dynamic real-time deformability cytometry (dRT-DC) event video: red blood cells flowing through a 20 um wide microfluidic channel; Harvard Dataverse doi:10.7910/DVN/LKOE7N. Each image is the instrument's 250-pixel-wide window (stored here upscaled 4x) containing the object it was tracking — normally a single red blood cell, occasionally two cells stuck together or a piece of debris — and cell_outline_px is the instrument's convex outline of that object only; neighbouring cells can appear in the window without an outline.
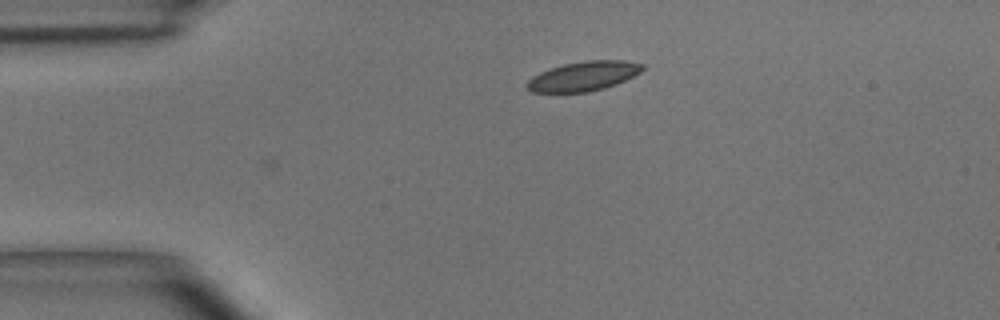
{"species": "common noctule bat (a hibernating species)", "species_latin": "Nyctalus noctula", "temperature_condition": "room temperature", "stored_images_in_passage": 5, "camera_frame_rate_fps": 3000, "um_per_image_px": 0.085, "animal": {"sex": "male", "body_mass_g": 15.6}, "frame": {"image": 1, "passage_image": 5, "time_ms": 1.333, "image_size_px": [1000, 320], "cell_outline_px": [[644, 68], [640, 72], [616, 84], [604, 88], [588, 92], [532, 92], [524, 84], [532, 76], [540, 72], [564, 64], [588, 60], [624, 60], [644, 64]], "centroid_in_image_um": [49.59, 6.47], "position_along_channel_um": 35.4, "area_um2": 19.71}}